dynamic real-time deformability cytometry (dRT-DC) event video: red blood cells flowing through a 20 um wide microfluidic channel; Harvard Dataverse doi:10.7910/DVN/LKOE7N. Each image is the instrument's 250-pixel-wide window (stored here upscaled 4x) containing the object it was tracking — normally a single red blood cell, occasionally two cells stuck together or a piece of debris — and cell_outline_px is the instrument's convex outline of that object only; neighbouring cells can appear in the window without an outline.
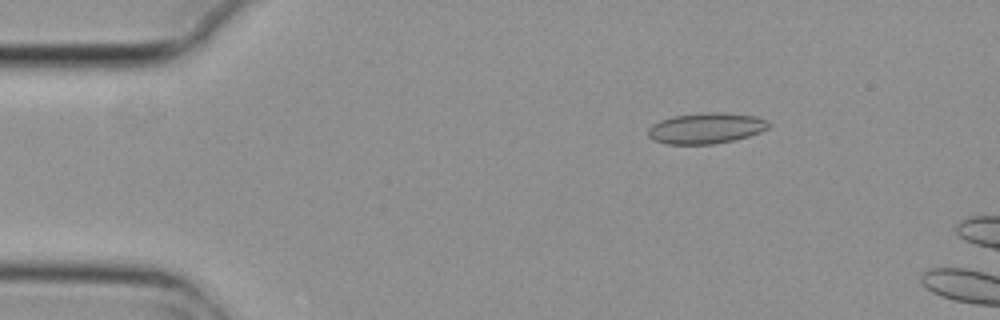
{"species": "common noctule bat (a hibernating species)", "species_latin": "Nyctalus noctula", "temperature_condition": "cold", "stored_images_in_passage": 3, "camera_frame_rate_fps": 3000, "um_per_image_px": 0.085, "animal": {"sex": "female", "body_mass_g": 29.2, "forearm_length_mm": 56.3}, "frame": {"image": 1, "passage_image": 2, "time_ms": 0.333, "image_size_px": [1000, 320], "cell_outline_px": [[772, 124], [768, 128], [760, 132], [748, 136], [732, 140], [712, 144], [668, 144], [652, 140], [648, 136], [648, 128], [652, 124], [660, 120], [676, 116], [708, 112], [716, 112], [756, 116], [768, 120]], "centroid_in_image_um": [60.02, 10.9], "position_along_channel_um": 25.0, "area_um2": 21.56}}